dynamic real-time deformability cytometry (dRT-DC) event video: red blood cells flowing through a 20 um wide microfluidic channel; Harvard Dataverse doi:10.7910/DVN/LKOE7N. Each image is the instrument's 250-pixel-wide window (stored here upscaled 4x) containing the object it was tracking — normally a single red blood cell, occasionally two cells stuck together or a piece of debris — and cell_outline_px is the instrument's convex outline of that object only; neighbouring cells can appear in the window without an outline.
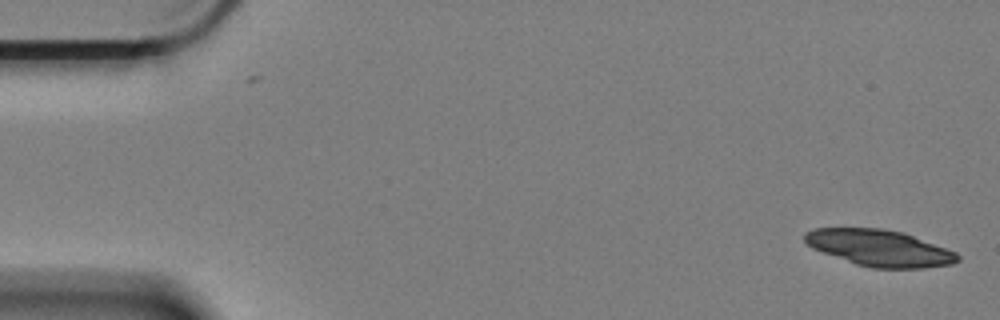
{"species": "Egyptian fruit bat (a non-hibernating species)", "species_latin": "Rousettus aegyptiacus", "temperature_condition": "cold", "stored_images_in_passage": 33, "camera_frame_rate_fps": 3000, "um_per_image_px": 0.085, "animal": {"sex": "female"}, "frame": {"image": 1, "passage_image": 1, "time_ms": 0.0, "image_size_px": [1000, 320], "cell_outline_px": [[960, 260], [952, 264], [924, 268], [872, 268], [856, 264], [812, 248], [804, 240], [804, 232], [812, 228], [880, 228], [904, 232], [956, 252], [960, 256]], "centroid_in_image_um": [74.76, 21.07], "position_along_channel_um": 10.2, "area_um2": 32.43}}
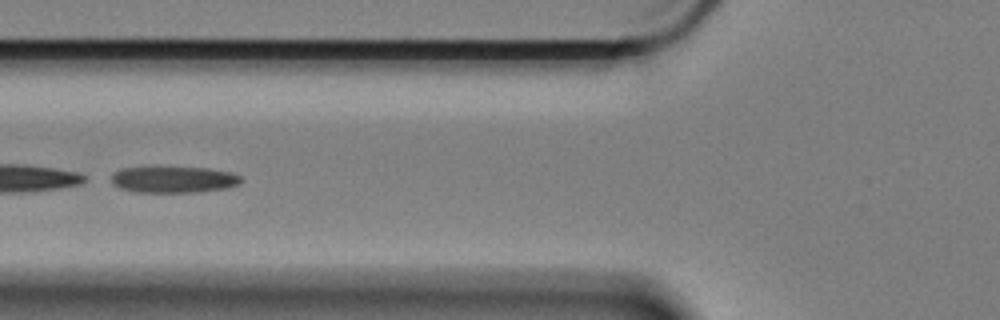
{"frame": {"image": 2, "passage_image": 22, "time_ms": 7.0, "image_size_px": [1000, 320], "cell_outline_px": [[244, 180], [240, 184], [228, 188], [200, 192], [136, 192], [120, 188], [112, 184], [112, 172], [120, 168], [156, 164], [160, 164], [208, 168], [232, 172], [240, 176]], "centroid_in_image_um": [14.73, 15.2], "position_along_channel_um": 111.1, "area_um2": 21.33}}